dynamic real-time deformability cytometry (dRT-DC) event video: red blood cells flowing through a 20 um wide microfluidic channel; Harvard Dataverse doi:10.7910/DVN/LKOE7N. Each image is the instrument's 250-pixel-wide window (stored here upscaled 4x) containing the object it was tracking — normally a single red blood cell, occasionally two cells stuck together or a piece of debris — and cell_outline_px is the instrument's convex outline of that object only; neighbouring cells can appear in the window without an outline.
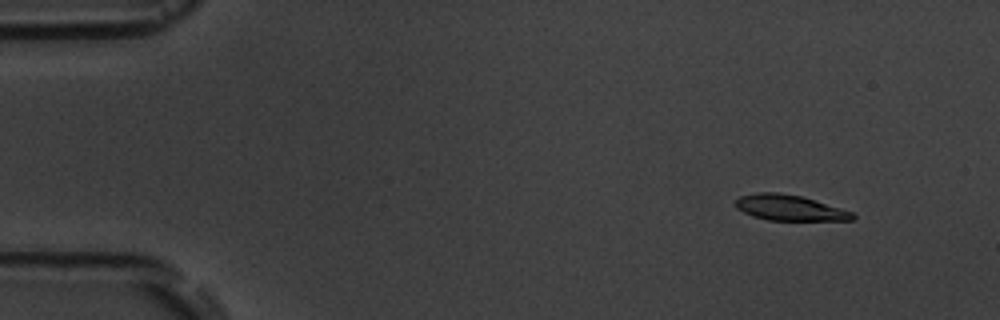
{"species": "common noctule bat (a hibernating species)", "species_latin": "Nyctalus noctula", "temperature_condition": "room temperature", "stored_images_in_passage": 16, "segment_of_instrument_passage": [1, 2], "camera_frame_rate_fps": 3000, "um_per_image_px": 0.085, "animal": {"sex": "male", "body_mass_g": 19.5, "forearm_length_mm": 54.6}, "frame": {"image": 1, "passage_image": 2, "time_ms": 1.333, "image_size_px": [1000, 320], "cell_outline_px": [[856, 216], [852, 220], [768, 220], [752, 216], [736, 208], [736, 200], [740, 196], [756, 192], [776, 192], [800, 196], [840, 208], [852, 212]], "centroid_in_image_um": [67.08, 17.66], "position_along_channel_um": 17.9, "area_um2": 17.22}}
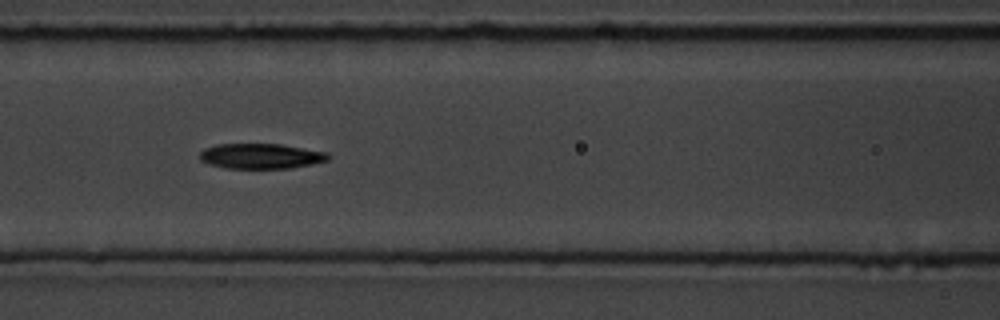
{"frame": {"image": 2, "passage_image": 7, "time_ms": 7.667, "image_size_px": [1000, 320], "cell_outline_px": [[332, 156], [328, 160], [288, 168], [224, 168], [200, 160], [200, 152], [204, 148], [216, 144], [280, 144], [328, 152]], "centroid_in_image_um": [22.18, 13.26], "position_along_channel_um": 144.4, "area_um2": 18.73}}
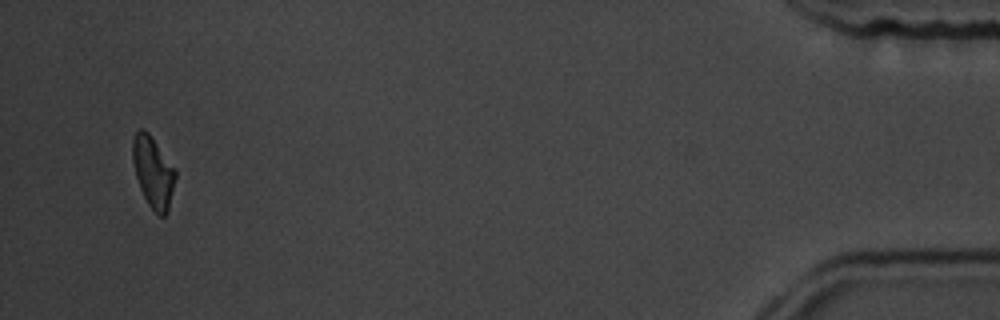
{"frame": {"image": 3, "passage_image": 15, "time_ms": 17.667, "image_size_px": [1000, 320], "cell_outline_px": [[176, 176], [168, 212], [164, 216], [160, 216], [148, 204], [140, 188], [136, 176], [132, 160], [132, 140], [136, 132], [140, 128], [144, 128], [148, 132], [176, 172]], "centroid_in_image_um": [12.99, 14.63], "position_along_channel_um": 422.2, "area_um2": 17.4}}